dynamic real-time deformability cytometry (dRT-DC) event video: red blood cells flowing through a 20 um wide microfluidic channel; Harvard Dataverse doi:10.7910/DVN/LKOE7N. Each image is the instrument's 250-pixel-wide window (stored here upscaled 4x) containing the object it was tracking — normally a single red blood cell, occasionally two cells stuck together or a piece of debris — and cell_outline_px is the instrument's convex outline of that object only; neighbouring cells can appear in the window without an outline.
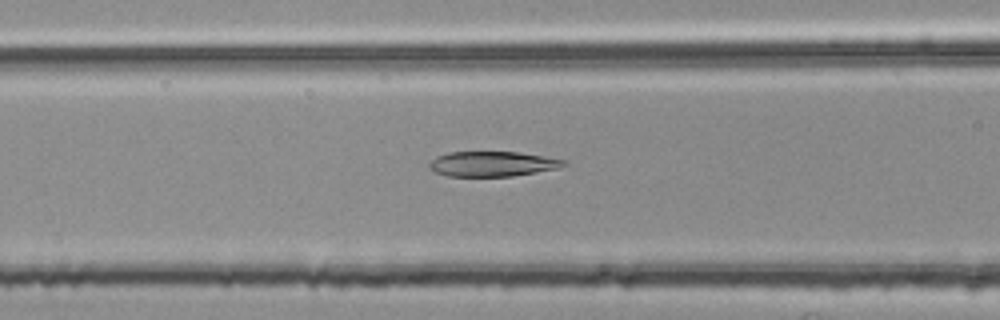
{"species": "common noctule bat (a hibernating species)", "species_latin": "Nyctalus noctula", "temperature_condition": "room temperature", "stored_images_in_passage": 38, "camera_frame_rate_fps": 3000, "um_per_image_px": 0.085, "animal": {"sex": "female", "body_mass_g": 25.1}, "frame": {"image": 1, "passage_image": 6, "time_ms": 1.667, "image_size_px": [1000, 320], "cell_outline_px": [[568, 164], [556, 168], [536, 172], [512, 176], [448, 176], [436, 172], [428, 168], [428, 164], [436, 156], [448, 152], [520, 152], [564, 160]], "centroid_in_image_um": [41.81, 13.93], "position_along_channel_um": 124.8, "area_um2": 19.48}}
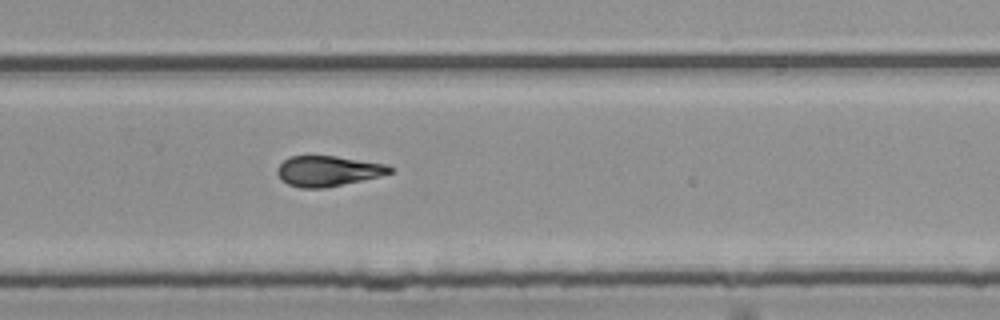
{"frame": {"image": 2, "passage_image": 20, "time_ms": 6.333, "image_size_px": [1000, 320], "cell_outline_px": [[392, 172], [380, 176], [324, 188], [300, 188], [288, 184], [276, 172], [276, 168], [288, 156], [336, 156], [388, 164], [392, 168]], "centroid_in_image_um": [27.88, 14.53], "position_along_channel_um": 301.9, "area_um2": 19.83}}
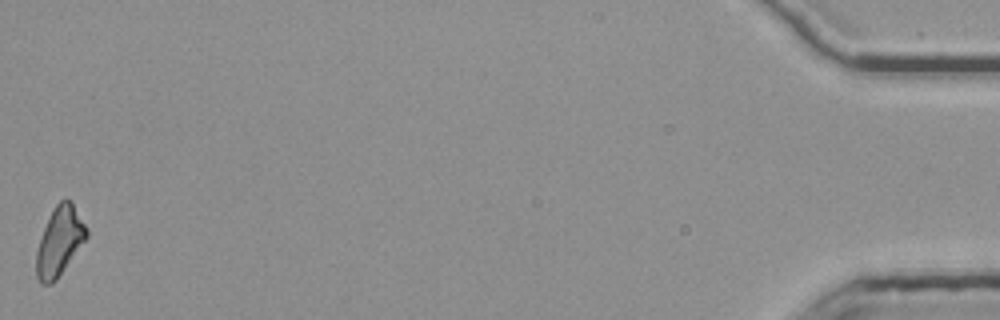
{"frame": {"image": 3, "passage_image": 38, "time_ms": 12.333, "image_size_px": [1000, 320], "cell_outline_px": [[88, 236], [56, 280], [52, 284], [40, 284], [36, 276], [36, 252], [44, 228], [56, 204], [60, 200], [72, 200], [88, 228]], "centroid_in_image_um": [5.07, 20.52], "position_along_channel_um": 430.1, "area_um2": 20.0}, "authors_computed_cell_mechanics": {"area_um2": 19.9699, "velocity_mm_per_s": 3.8051, "shape_relaxation_time_tau1_ms": 7.9462, "shape_relaxation_time_tau2_ms": 4.0762, "deformation_change_tau1": 0.1998, "deformation_change_tau2": 0.1113}}